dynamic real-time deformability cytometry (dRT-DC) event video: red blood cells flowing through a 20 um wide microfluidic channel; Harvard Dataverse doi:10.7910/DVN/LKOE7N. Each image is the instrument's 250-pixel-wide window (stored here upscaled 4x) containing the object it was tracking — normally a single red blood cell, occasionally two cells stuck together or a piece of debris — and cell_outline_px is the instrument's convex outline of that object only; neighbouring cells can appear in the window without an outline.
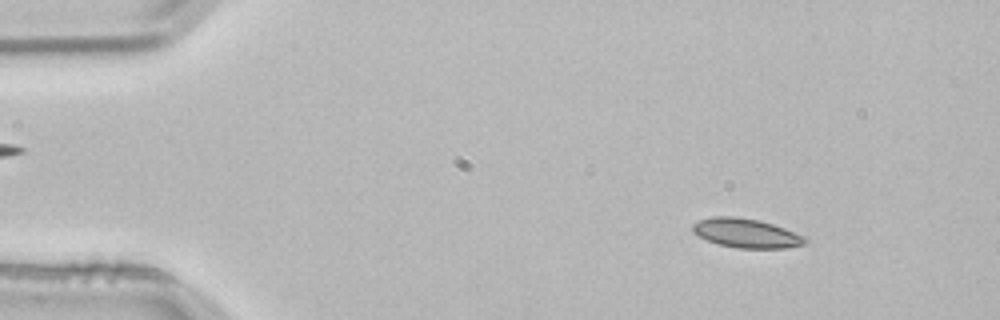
{"species": "common noctule bat (a hibernating species)", "species_latin": "Nyctalus noctula", "temperature_condition": "room temperature", "stored_images_in_passage": 2, "camera_frame_rate_fps": 3000, "um_per_image_px": 0.085, "animal": {"sex": "male", "body_mass_g": 21.5, "forearm_length_mm": 52.0}, "frame": {"image": 1, "passage_image": 1, "time_ms": 0.0, "image_size_px": [1000, 320], "cell_outline_px": [[808, 240], [804, 244], [784, 248], [736, 248], [720, 244], [708, 240], [692, 232], [692, 224], [700, 220], [712, 216], [736, 216], [760, 220], [808, 236]], "centroid_in_image_um": [63.46, 19.81], "position_along_channel_um": 21.5, "area_um2": 19.19}}